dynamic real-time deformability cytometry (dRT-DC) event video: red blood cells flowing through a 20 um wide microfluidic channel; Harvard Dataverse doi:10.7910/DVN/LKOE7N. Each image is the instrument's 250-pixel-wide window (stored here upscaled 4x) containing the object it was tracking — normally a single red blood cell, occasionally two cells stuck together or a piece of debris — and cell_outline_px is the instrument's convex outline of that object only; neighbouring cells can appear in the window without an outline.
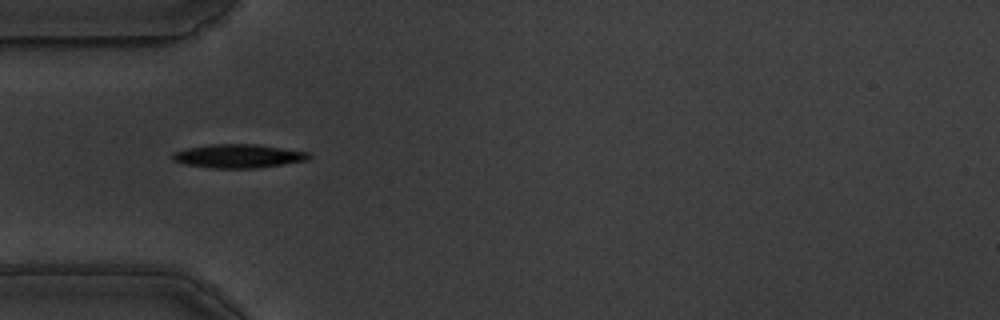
{"species": "common noctule bat (a hibernating species)", "species_latin": "Nyctalus noctula", "temperature_condition": "warm", "stored_images_in_passage": 42, "camera_frame_rate_fps": 3000, "um_per_image_px": 0.085, "animal": {"sex": "male", "body_mass_g": 19.5, "forearm_length_mm": 54.6}, "frame": {"image": 1, "passage_image": 2, "time_ms": 0.333, "image_size_px": [1000, 320], "cell_outline_px": [[312, 156], [308, 160], [256, 168], [212, 168], [184, 164], [172, 160], [172, 152], [188, 148], [212, 144], [256, 144], [308, 152]], "centroid_in_image_um": [20.24, 13.26], "position_along_channel_um": 64.8, "area_um2": 18.73}}
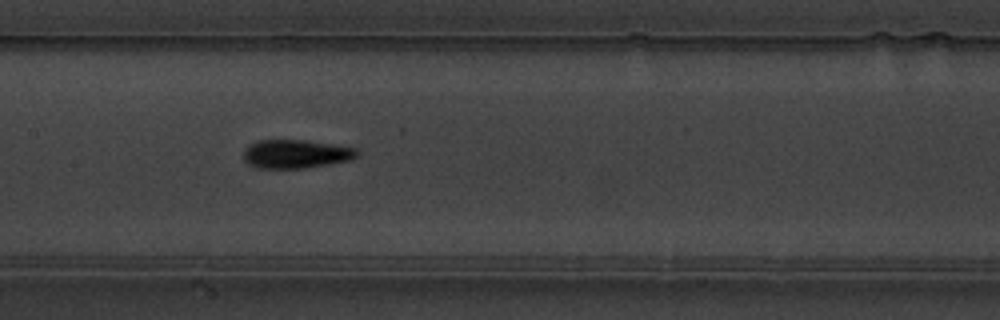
{"frame": {"image": 2, "passage_image": 12, "time_ms": 3.667, "image_size_px": [1000, 320], "cell_outline_px": [[360, 156], [352, 160], [304, 168], [256, 168], [248, 164], [244, 160], [244, 148], [248, 144], [256, 140], [300, 140], [332, 144], [356, 148], [360, 152]], "centroid_in_image_um": [25.15, 13.09], "position_along_channel_um": 182.3, "area_um2": 19.13}}
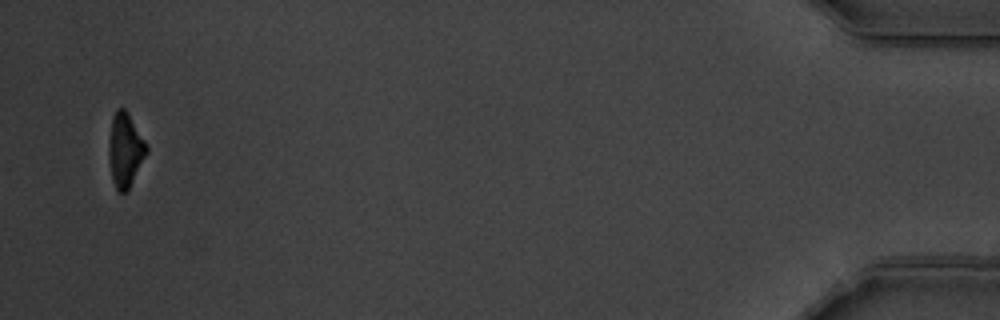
{"frame": {"image": 3, "passage_image": 40, "time_ms": 13.0, "image_size_px": [1000, 320], "cell_outline_px": [[148, 152], [128, 192], [116, 192], [112, 180], [108, 156], [108, 144], [112, 116], [116, 108], [124, 108], [128, 112], [148, 144]], "centroid_in_image_um": [10.65, 12.76], "position_along_channel_um": 424.6, "area_um2": 16.82}, "authors_computed_cell_mechanics": {"area_um2": 18.1492, "velocity_mm_per_s": 3.5287, "shape_relaxation_time_tau1_ms": 3.7372, "shape_relaxation_time_tau2_ms": 3.422, "deformation_change_tau1": 0.1651, "deformation_change_tau2": 0.0928}}